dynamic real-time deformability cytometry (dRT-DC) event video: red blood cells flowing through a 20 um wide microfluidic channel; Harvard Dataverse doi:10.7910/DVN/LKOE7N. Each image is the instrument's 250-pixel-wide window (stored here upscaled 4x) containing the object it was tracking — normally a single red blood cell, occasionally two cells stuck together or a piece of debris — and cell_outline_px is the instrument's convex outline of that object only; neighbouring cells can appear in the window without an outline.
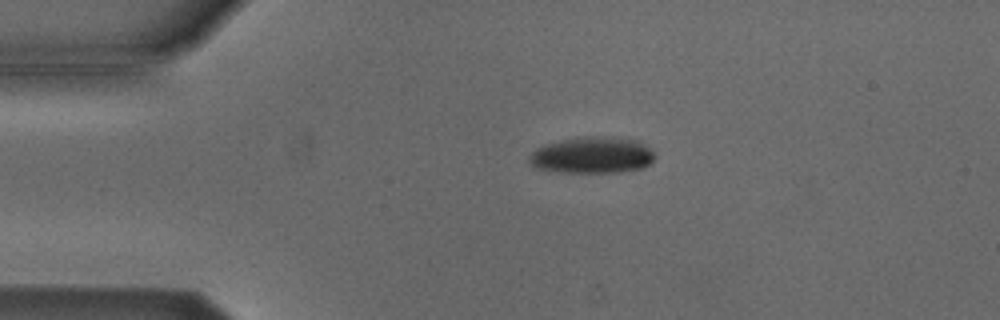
{"species": "Egyptian fruit bat (a non-hibernating species)", "species_latin": "Rousettus aegyptiacus", "temperature_condition": "cold", "stored_images_in_passage": 43, "camera_frame_rate_fps": 3000, "um_per_image_px": 0.085, "animal": {"sex": "male"}, "frame": {"image": 1, "passage_image": 1, "time_ms": 0.0, "image_size_px": [1000, 320], "cell_outline_px": [[656, 156], [644, 168], [620, 172], [556, 172], [532, 168], [528, 164], [528, 156], [536, 148], [544, 144], [564, 140], [592, 136], [640, 140]], "centroid_in_image_um": [50.28, 13.21], "position_along_channel_um": 34.7, "area_um2": 26.7}}
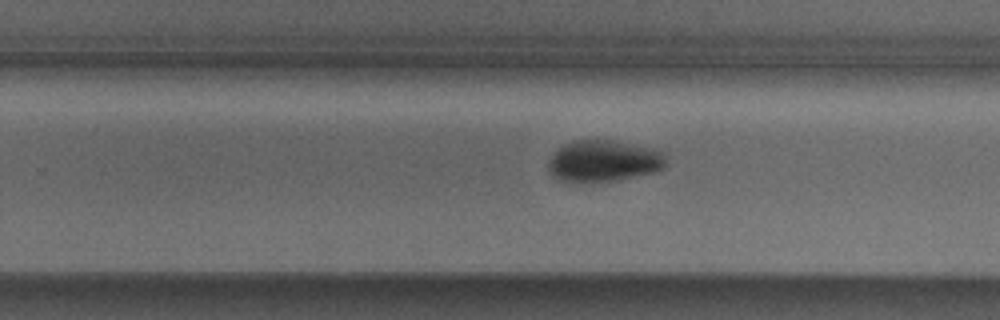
{"frame": {"image": 2, "passage_image": 23, "time_ms": 7.333, "image_size_px": [1000, 320], "cell_outline_px": [[664, 168], [656, 172], [612, 180], [560, 180], [552, 176], [548, 172], [548, 160], [564, 144], [572, 140], [612, 140], [652, 148], [664, 152]], "centroid_in_image_um": [51.3, 13.65], "position_along_channel_um": 278.5, "area_um2": 27.86}}
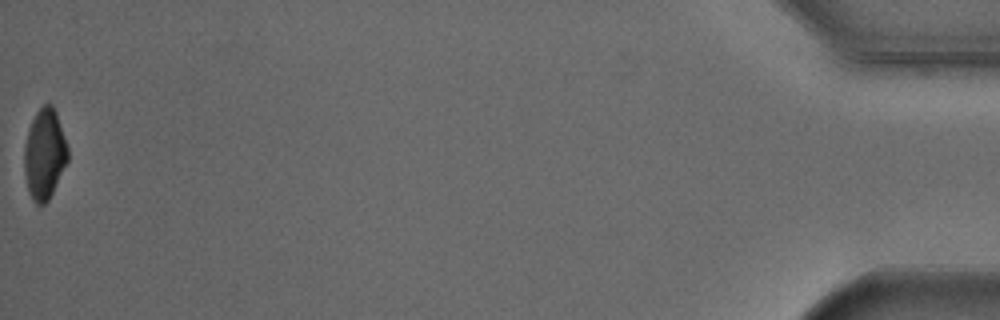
{"frame": {"image": 3, "passage_image": 43, "time_ms": 14.0, "image_size_px": [1000, 320], "cell_outline_px": [[68, 160], [48, 200], [44, 204], [36, 204], [32, 200], [28, 192], [24, 172], [24, 144], [28, 128], [36, 112], [44, 104], [52, 104], [56, 112], [68, 148]], "centroid_in_image_um": [3.76, 13.1], "position_along_channel_um": 431.4, "area_um2": 22.89}, "authors_computed_cell_mechanics": {"area_um2": 27.8596, "velocity_mm_per_s": 3.8559, "shape_relaxation_time_tau1_ms": 2.5497, "shape_relaxation_time_tau2_ms": null, "deformation_change_tau1": 0.0958, "deformation_change_tau2": null}}